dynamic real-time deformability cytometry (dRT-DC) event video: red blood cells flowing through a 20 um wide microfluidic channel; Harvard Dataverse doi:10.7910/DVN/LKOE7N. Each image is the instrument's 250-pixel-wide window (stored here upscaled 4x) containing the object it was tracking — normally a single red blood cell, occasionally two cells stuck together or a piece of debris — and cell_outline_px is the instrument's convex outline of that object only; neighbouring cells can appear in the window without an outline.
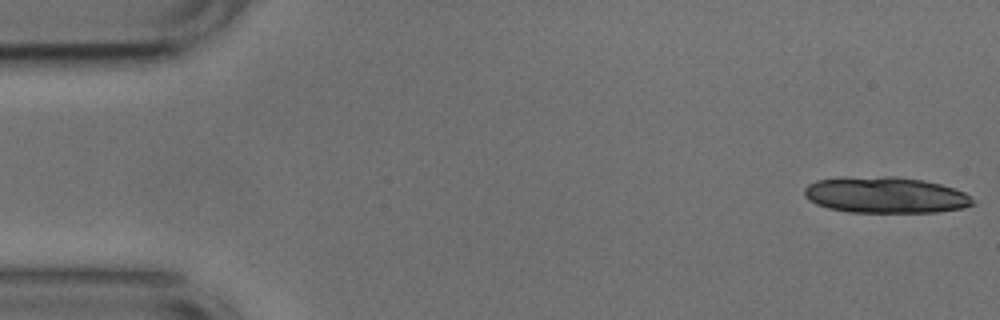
{"species": "common noctule bat (a hibernating species)", "species_latin": "Nyctalus noctula", "temperature_condition": "cold", "stored_images_in_passage": 39, "camera_frame_rate_fps": 3000, "um_per_image_px": 0.085, "animal": {"sex": "male", "body_mass_g": 17.9, "forearm_length_mm": 54.2}, "frame": {"image": 1, "passage_image": 1, "time_ms": 0.0, "image_size_px": [1000, 320], "cell_outline_px": [[976, 204], [964, 208], [936, 212], [848, 212], [828, 208], [816, 204], [808, 200], [804, 196], [804, 188], [808, 184], [816, 180], [884, 176], [896, 176], [924, 180], [940, 184], [964, 192]], "centroid_in_image_um": [75.26, 16.59], "position_along_channel_um": 9.7, "area_um2": 35.32}}